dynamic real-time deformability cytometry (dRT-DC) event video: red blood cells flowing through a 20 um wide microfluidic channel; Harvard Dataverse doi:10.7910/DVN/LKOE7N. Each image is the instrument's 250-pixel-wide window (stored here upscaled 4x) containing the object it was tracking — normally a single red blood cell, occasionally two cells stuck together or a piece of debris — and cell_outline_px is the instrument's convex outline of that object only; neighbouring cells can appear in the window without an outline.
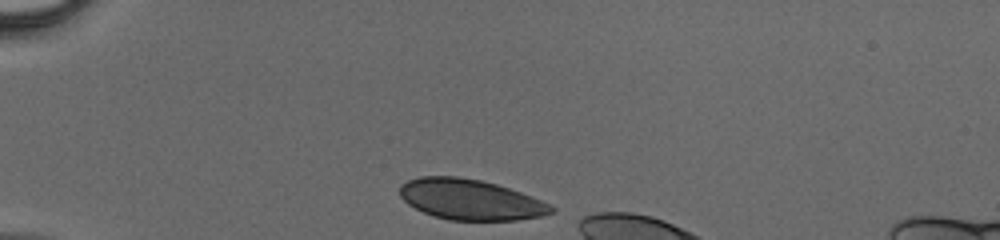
{"species": "human", "species_latin": "Homo sapiens", "temperature_condition": "cold", "stored_images_in_passage": 7, "camera_frame_rate_fps": 3000, "um_per_image_px": 0.085, "donor": {"sex": "male"}, "frame": {"image": 1, "passage_image": 1, "time_ms": 0.0, "image_size_px": [1000, 240], "cell_outline_px": [[556, 208], [552, 212], [540, 216], [516, 220], [448, 220], [424, 212], [408, 204], [400, 196], [400, 184], [408, 180], [420, 176], [456, 176], [480, 180], [496, 184], [520, 192], [540, 200]], "centroid_in_image_um": [39.95, 16.96], "position_along_channel_um": 45.1, "area_um2": 35.43}}
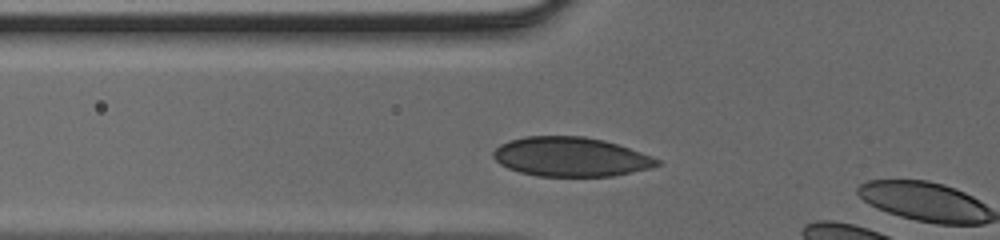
{"frame": {"image": 2, "passage_image": 6, "time_ms": 1.667, "image_size_px": [1000, 240], "cell_outline_px": [[660, 164], [648, 168], [612, 176], [536, 176], [520, 172], [508, 168], [500, 164], [492, 156], [492, 152], [500, 144], [508, 140], [524, 136], [584, 136], [604, 140], [640, 152], [660, 160]], "centroid_in_image_um": [48.45, 13.32], "position_along_channel_um": 77.4, "area_um2": 37.34}}